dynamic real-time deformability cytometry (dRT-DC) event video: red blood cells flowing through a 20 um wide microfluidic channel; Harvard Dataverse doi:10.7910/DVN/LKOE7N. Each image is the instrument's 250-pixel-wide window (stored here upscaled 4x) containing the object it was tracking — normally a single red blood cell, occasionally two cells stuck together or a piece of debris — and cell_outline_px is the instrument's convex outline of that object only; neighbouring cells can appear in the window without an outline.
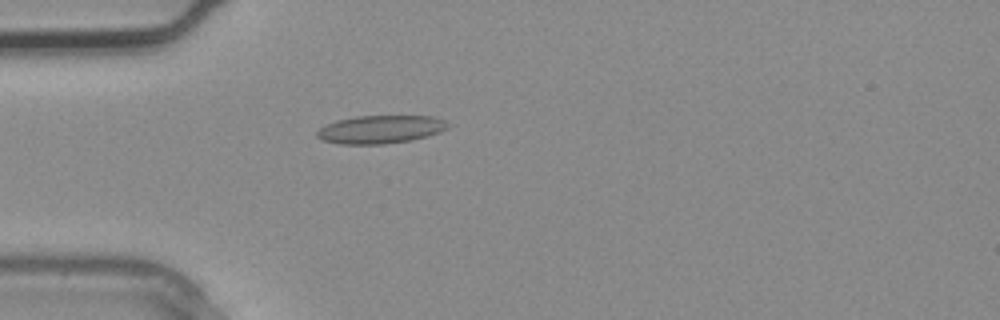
{"species": "common noctule bat (a hibernating species)", "species_latin": "Nyctalus noctula", "temperature_condition": "warm", "stored_images_in_passage": 2, "camera_frame_rate_fps": 3000, "um_per_image_px": 0.085, "animal": {"sex": "male", "body_mass_g": 20.4}, "frame": {"image": 1, "passage_image": 2, "time_ms": 0.333, "image_size_px": [1000, 320], "cell_outline_px": [[452, 124], [448, 128], [440, 132], [428, 136], [412, 140], [384, 144], [340, 144], [320, 140], [316, 136], [316, 132], [324, 124], [336, 120], [356, 116], [432, 116], [444, 120]], "centroid_in_image_um": [32.33, 11.0], "position_along_channel_um": 52.7, "area_um2": 21.73}}